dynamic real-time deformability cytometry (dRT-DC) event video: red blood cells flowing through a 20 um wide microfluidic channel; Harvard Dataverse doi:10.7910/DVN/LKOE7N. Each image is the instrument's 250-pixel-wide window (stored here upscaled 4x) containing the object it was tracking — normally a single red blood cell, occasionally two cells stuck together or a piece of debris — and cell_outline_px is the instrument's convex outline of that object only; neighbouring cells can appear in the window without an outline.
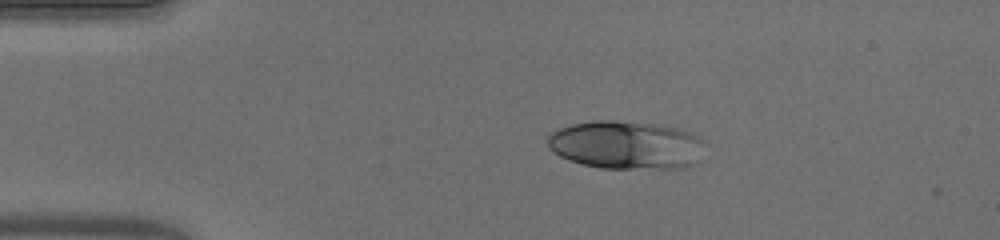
{"species": "human", "species_latin": "Homo sapiens", "temperature_condition": "warm", "stored_images_in_passage": 41, "camera_frame_rate_fps": 3000, "um_per_image_px": 0.085, "donor": {"sex": "male"}, "frame": {"image": 1, "passage_image": 1, "time_ms": 0.0, "image_size_px": [1000, 240], "cell_outline_px": [[700, 160], [696, 164], [684, 168], [600, 168], [580, 164], [568, 160], [560, 156], [548, 148], [548, 136], [552, 132], [560, 128], [572, 124], [592, 120], [612, 120], [648, 124], [676, 128], [692, 132], [700, 136]], "centroid_in_image_um": [53.19, 12.34], "position_along_channel_um": 31.8, "area_um2": 44.1}}
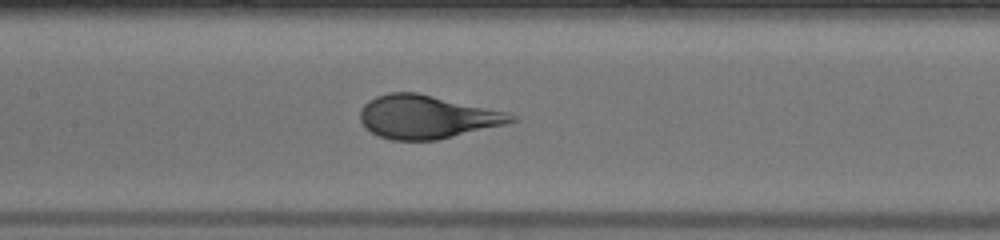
{"frame": {"image": 2, "passage_image": 15, "time_ms": 4.667, "image_size_px": [1000, 240], "cell_outline_px": [[516, 120], [504, 124], [436, 140], [392, 140], [380, 136], [364, 128], [360, 120], [360, 108], [368, 100], [376, 96], [388, 92], [416, 92], [508, 112], [516, 116]], "centroid_in_image_um": [36.23, 9.93], "position_along_channel_um": 171.2, "area_um2": 37.92}}
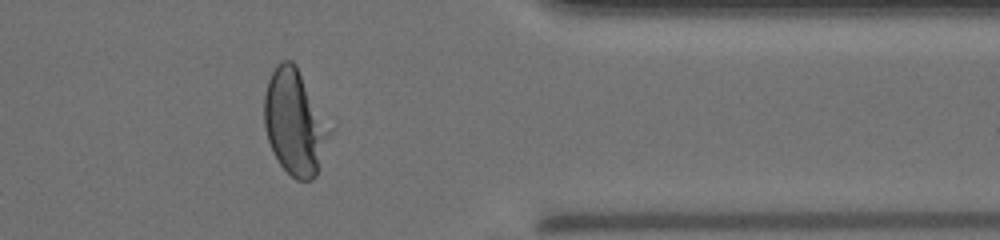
{"frame": {"image": 3, "passage_image": 32, "time_ms": 10.333, "image_size_px": [1000, 240], "cell_outline_px": [[332, 128], [316, 176], [312, 180], [296, 180], [280, 164], [268, 140], [264, 124], [264, 96], [268, 80], [276, 64], [284, 60], [292, 60], [296, 64]], "centroid_in_image_um": [25.06, 10.37], "position_along_channel_um": 386.3, "area_um2": 39.88}, "authors_computed_cell_mechanics": {"area_um2": 39.1306, "velocity_mm_per_s": 4.064, "shape_relaxation_time_tau1_ms": 5.4674, "shape_relaxation_time_tau2_ms": null, "deformation_change_tau1": 0.2701, "deformation_change_tau2": null}}